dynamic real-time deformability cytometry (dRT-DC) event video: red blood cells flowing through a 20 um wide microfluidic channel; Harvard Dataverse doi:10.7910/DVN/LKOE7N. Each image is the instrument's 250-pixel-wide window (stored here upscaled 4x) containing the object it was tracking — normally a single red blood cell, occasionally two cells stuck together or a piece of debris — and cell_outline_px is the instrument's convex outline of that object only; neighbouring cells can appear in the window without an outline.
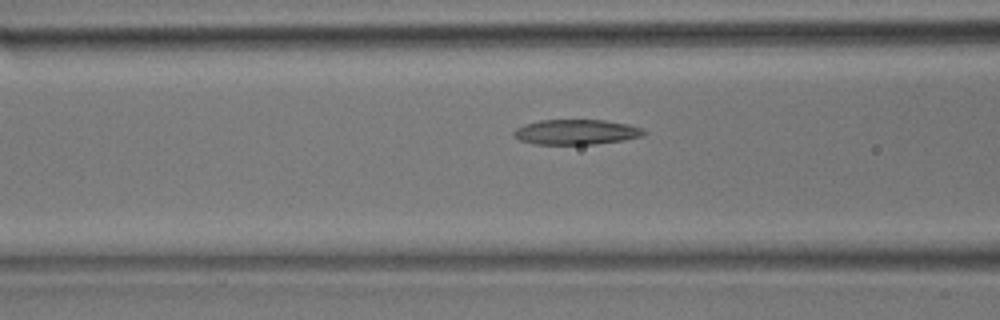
{"species": "common noctule bat (a hibernating species)", "species_latin": "Nyctalus noctula", "temperature_condition": "room temperature", "stored_images_in_passage": 14, "camera_frame_rate_fps": 3000, "um_per_image_px": 0.085, "animal": {"sex": "male", "body_mass_g": 17.9}, "frame": {"image": 1, "passage_image": 12, "time_ms": 3.667, "image_size_px": [1000, 320], "cell_outline_px": [[648, 132], [644, 136], [624, 140], [596, 144], [532, 144], [520, 140], [512, 136], [512, 132], [516, 128], [524, 124], [540, 120], [604, 120], [628, 124], [644, 128]], "centroid_in_image_um": [48.99, 11.22], "position_along_channel_um": 117.6, "area_um2": 19.31}}